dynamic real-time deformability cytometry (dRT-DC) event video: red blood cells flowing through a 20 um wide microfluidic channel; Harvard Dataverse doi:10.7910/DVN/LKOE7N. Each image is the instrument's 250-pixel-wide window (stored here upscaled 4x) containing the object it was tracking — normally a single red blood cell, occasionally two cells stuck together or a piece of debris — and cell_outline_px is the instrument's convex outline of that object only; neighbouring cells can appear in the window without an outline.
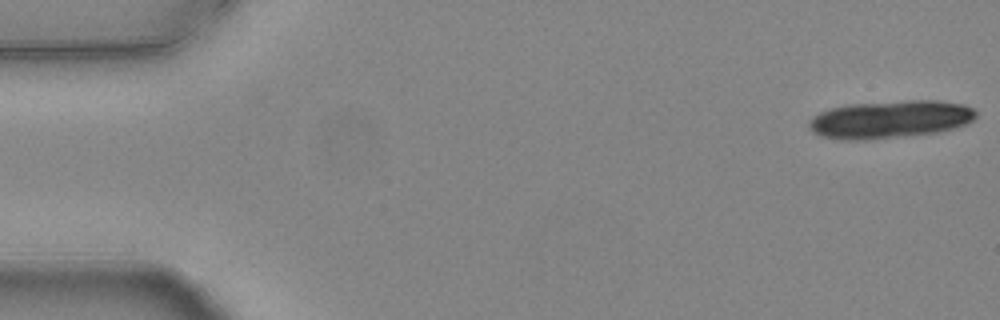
{"species": "common noctule bat (a hibernating species)", "species_latin": "Nyctalus noctula", "temperature_condition": "warm", "stored_images_in_passage": 17, "camera_frame_rate_fps": 3000, "um_per_image_px": 0.085, "animal": {"sex": "female", "body_mass_g": 24.6, "forearm_length_mm": 56.2}, "frame": {"image": 1, "passage_image": 1, "time_ms": 0.0, "image_size_px": [1000, 320], "cell_outline_px": [[976, 116], [972, 120], [964, 124], [952, 128], [936, 132], [864, 140], [848, 140], [820, 136], [812, 132], [808, 128], [808, 120], [812, 116], [820, 112], [832, 108], [848, 104], [908, 100], [936, 100], [964, 104], [972, 108], [976, 112]], "centroid_in_image_um": [75.6, 10.13], "position_along_channel_um": 9.4, "area_um2": 36.59}}